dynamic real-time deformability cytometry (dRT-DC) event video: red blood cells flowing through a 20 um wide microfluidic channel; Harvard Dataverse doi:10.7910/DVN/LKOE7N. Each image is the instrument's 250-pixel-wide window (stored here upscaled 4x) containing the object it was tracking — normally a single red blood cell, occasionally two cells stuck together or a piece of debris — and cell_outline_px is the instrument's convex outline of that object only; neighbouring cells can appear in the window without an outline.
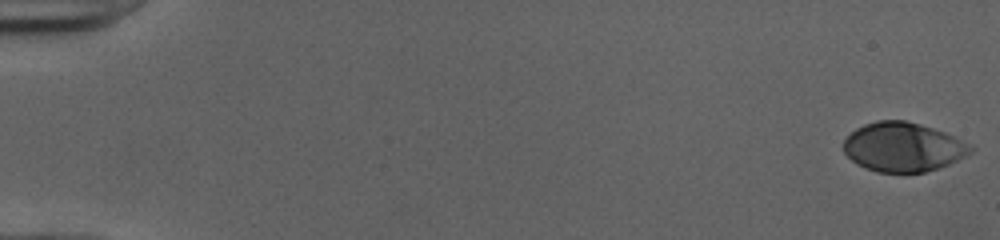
{"species": "human", "species_latin": "Homo sapiens", "temperature_condition": "cold", "stored_images_in_passage": 52, "camera_frame_rate_fps": 3000, "um_per_image_px": 0.085, "donor": {"sex": "female"}, "frame": {"image": 1, "passage_image": 1, "time_ms": 0.0, "image_size_px": [1000, 240], "cell_outline_px": [[976, 148], [972, 152], [948, 164], [924, 172], [876, 172], [864, 168], [856, 164], [844, 152], [844, 140], [856, 128], [864, 124], [876, 120], [904, 120], [920, 124], [944, 132], [972, 144]], "centroid_in_image_um": [76.76, 12.49], "position_along_channel_um": 8.2, "area_um2": 36.36}}
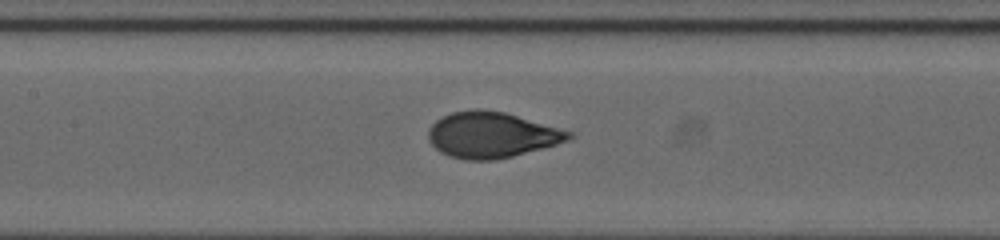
{"frame": {"image": 2, "passage_image": 26, "time_ms": 8.333, "image_size_px": [1000, 240], "cell_outline_px": [[576, 136], [568, 140], [544, 148], [496, 160], [464, 160], [448, 156], [440, 152], [428, 140], [428, 128], [436, 120], [452, 112], [476, 108], [504, 112], [572, 132]], "centroid_in_image_um": [41.76, 11.47], "position_along_channel_um": 165.6, "area_um2": 37.45}}
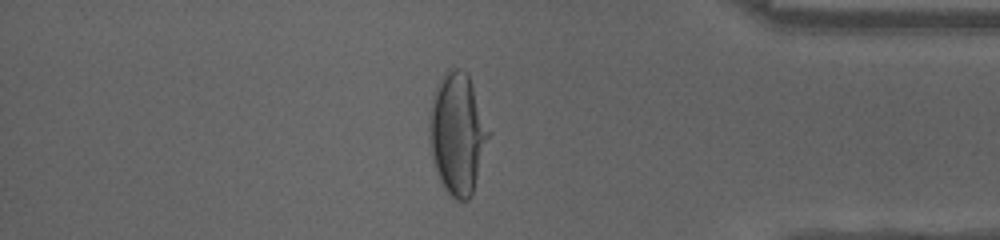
{"frame": {"image": 3, "passage_image": 45, "time_ms": 14.667, "image_size_px": [1000, 240], "cell_outline_px": [[492, 132], [472, 192], [468, 200], [456, 200], [444, 188], [436, 172], [432, 156], [428, 128], [428, 112], [432, 96], [440, 76], [448, 68], [460, 68], [468, 72]], "centroid_in_image_um": [38.89, 11.27], "position_along_channel_um": 396.3, "area_um2": 42.71}, "authors_computed_cell_mechanics": {"area_um2": 36.7897, "velocity_mm_per_s": 3.9998, "shape_relaxation_time_tau1_ms": 3.7577, "shape_relaxation_time_tau2_ms": null, "deformation_change_tau1": 0.2002, "deformation_change_tau2": null}}